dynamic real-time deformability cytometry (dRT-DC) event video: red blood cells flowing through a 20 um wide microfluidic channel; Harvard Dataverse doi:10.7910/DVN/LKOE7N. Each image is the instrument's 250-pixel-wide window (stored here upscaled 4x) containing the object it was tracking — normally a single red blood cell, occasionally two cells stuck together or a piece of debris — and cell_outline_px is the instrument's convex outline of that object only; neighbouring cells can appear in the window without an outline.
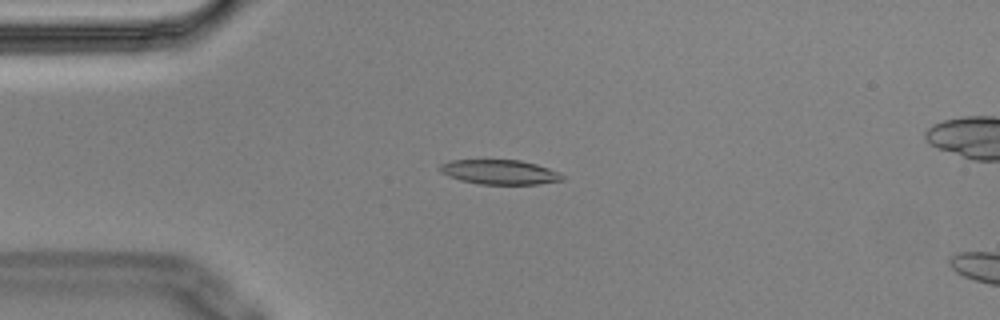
{"species": "Egyptian fruit bat (a non-hibernating species)", "species_latin": "Rousettus aegyptiacus", "temperature_condition": "cold", "stored_images_in_passage": 5, "camera_frame_rate_fps": 3000, "um_per_image_px": 0.085, "animal": {"sex": "male"}, "frame": {"image": 1, "passage_image": 4, "time_ms": 1.0, "image_size_px": [1000, 320], "cell_outline_px": [[564, 180], [536, 184], [480, 184], [460, 180], [448, 176], [440, 172], [440, 164], [448, 160], [520, 160], [536, 164], [560, 172], [564, 176]], "centroid_in_image_um": [42.46, 14.62], "position_along_channel_um": 42.5, "area_um2": 17.57}}